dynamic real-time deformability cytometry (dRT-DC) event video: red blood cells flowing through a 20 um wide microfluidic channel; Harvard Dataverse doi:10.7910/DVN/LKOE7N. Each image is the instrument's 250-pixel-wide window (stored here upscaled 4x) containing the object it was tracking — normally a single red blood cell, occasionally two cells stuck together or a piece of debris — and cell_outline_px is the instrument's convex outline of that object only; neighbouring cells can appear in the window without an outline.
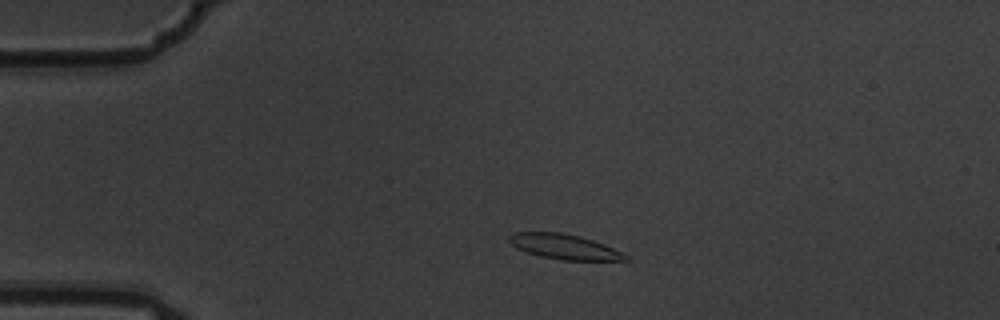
{"species": "common noctule bat (a hibernating species)", "species_latin": "Nyctalus noctula", "temperature_condition": "warm", "stored_images_in_passage": 3, "camera_frame_rate_fps": 3000, "um_per_image_px": 0.085, "animal": {"sex": "male", "body_mass_g": 19.5, "forearm_length_mm": 54.6}, "frame": {"image": 1, "passage_image": 2, "time_ms": 0.333, "image_size_px": [1000, 320], "cell_outline_px": [[632, 260], [560, 260], [540, 256], [524, 252], [516, 248], [508, 240], [508, 236], [512, 232], [560, 232], [580, 236], [604, 244], [632, 256]], "centroid_in_image_um": [47.98, 20.97], "position_along_channel_um": 37.0, "area_um2": 17.22}}